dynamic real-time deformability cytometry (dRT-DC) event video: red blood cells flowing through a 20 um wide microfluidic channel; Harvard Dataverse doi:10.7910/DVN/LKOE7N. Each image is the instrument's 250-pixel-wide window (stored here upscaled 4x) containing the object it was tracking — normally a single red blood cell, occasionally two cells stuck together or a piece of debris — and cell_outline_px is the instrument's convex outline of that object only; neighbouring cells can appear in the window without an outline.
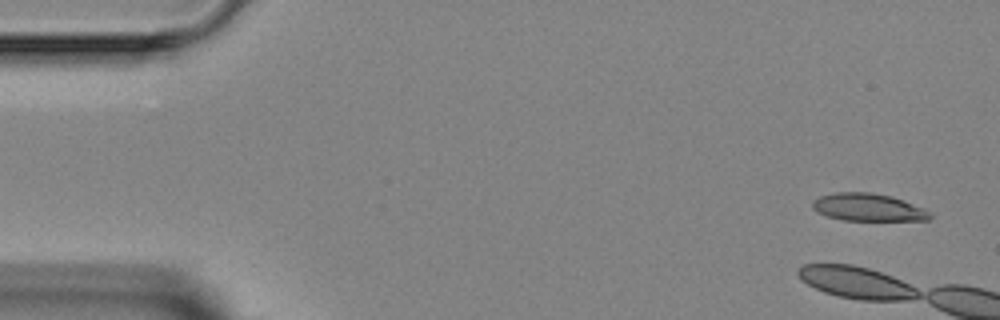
{"species": "Egyptian fruit bat (a non-hibernating species)", "species_latin": "Rousettus aegyptiacus", "temperature_condition": "room temperature", "stored_images_in_passage": 3, "camera_frame_rate_fps": 3000, "um_per_image_px": 0.085, "animal": {"sex": "female"}, "frame": {"image": 1, "passage_image": 1, "time_ms": 0.0, "image_size_px": [1000, 320], "cell_outline_px": [[932, 216], [928, 220], [844, 220], [828, 216], [816, 212], [812, 208], [812, 200], [820, 196], [836, 192], [872, 192], [892, 196], [924, 208]], "centroid_in_image_um": [73.76, 17.61], "position_along_channel_um": 11.2, "area_um2": 18.84}}